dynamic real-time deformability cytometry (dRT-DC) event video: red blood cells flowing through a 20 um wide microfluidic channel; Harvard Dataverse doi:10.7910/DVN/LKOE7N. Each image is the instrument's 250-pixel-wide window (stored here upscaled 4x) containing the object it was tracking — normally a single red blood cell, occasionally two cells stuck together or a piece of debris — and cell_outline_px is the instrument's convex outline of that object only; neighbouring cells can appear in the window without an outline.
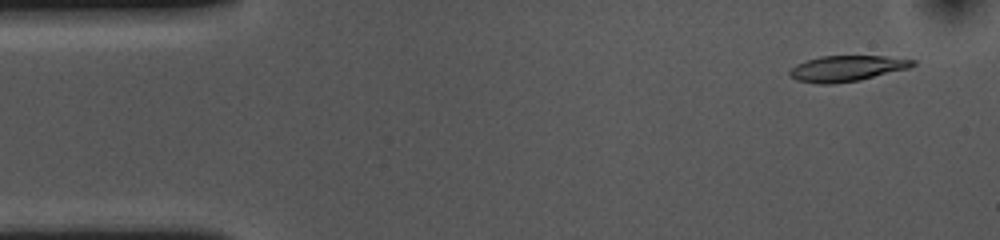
{"species": "common noctule bat (a hibernating species)", "species_latin": "Nyctalus noctula", "temperature_condition": "cold", "stored_images_in_passage": 53, "camera_frame_rate_fps": 3000, "um_per_image_px": 0.085, "animal": {"sex": "female", "body_mass_g": 10.0, "forearm_length_mm": 53.1}, "frame": {"image": 1, "passage_image": 3, "time_ms": 0.667, "image_size_px": [1000, 240], "cell_outline_px": [[916, 64], [908, 68], [860, 80], [832, 84], [816, 84], [796, 80], [788, 76], [788, 72], [796, 64], [820, 56], [884, 56], [916, 60]], "centroid_in_image_um": [71.94, 5.82], "position_along_channel_um": 13.1, "area_um2": 18.5}}
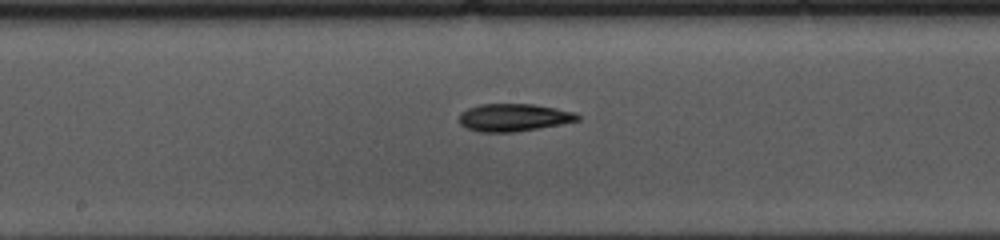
{"frame": {"image": 2, "passage_image": 26, "time_ms": 8.333, "image_size_px": [1000, 240], "cell_outline_px": [[580, 120], [560, 124], [512, 132], [480, 132], [468, 128], [460, 124], [460, 112], [468, 108], [480, 104], [532, 104], [556, 108], [576, 112], [580, 116]], "centroid_in_image_um": [43.67, 9.98], "position_along_channel_um": 204.5, "area_um2": 18.9}}
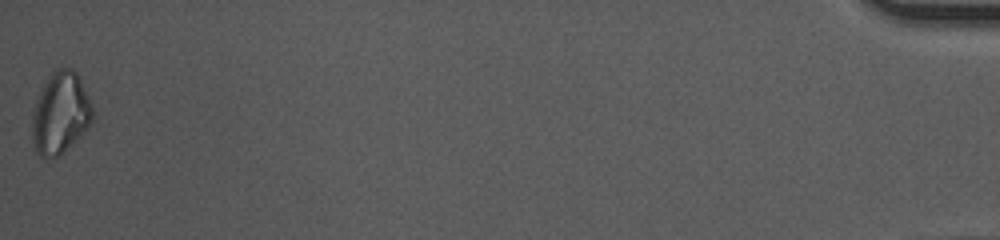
{"frame": {"image": 3, "passage_image": 53, "time_ms": 17.333, "image_size_px": [1000, 240], "cell_outline_px": [[92, 120], [80, 136], [60, 156], [40, 156], [32, 148], [32, 116], [36, 100], [40, 88], [52, 72], [56, 68], [72, 68], [76, 72], [80, 80], [92, 108]], "centroid_in_image_um": [5.09, 9.62], "position_along_channel_um": 430.1, "area_um2": 28.5}, "authors_computed_cell_mechanics": {"area_um2": 18.9584, "velocity_mm_per_s": 3.6565, "shape_relaxation_time_tau1_ms": 5.3337, "shape_relaxation_time_tau2_ms": null, "deformation_change_tau1": 0.1702, "deformation_change_tau2": null}}